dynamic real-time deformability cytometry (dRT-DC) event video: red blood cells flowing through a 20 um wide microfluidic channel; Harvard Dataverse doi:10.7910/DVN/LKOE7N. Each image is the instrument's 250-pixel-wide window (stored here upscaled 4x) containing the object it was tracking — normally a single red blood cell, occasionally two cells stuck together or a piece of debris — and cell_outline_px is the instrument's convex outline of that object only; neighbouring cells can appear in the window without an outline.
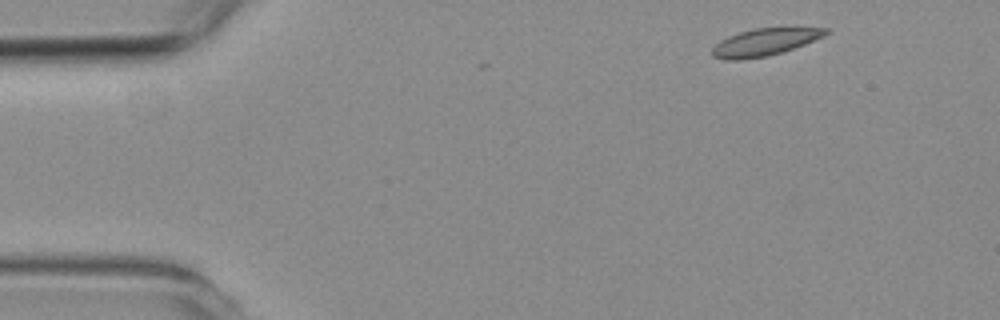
{"species": "common noctule bat (a hibernating species)", "species_latin": "Nyctalus noctula", "temperature_condition": "room temperature", "stored_images_in_passage": 3, "camera_frame_rate_fps": 3000, "um_per_image_px": 0.085, "animal": {"sex": "female", "body_mass_g": 19.3, "forearm_length_mm": 54.1}, "frame": {"image": 1, "passage_image": 1, "time_ms": 0.0, "image_size_px": [1000, 320], "cell_outline_px": [[828, 32], [824, 36], [804, 44], [780, 52], [764, 56], [736, 60], [728, 60], [712, 56], [712, 48], [720, 40], [728, 36], [740, 32], [756, 28], [828, 28]], "centroid_in_image_um": [64.96, 3.57], "position_along_channel_um": 20.0, "area_um2": 17.51}}